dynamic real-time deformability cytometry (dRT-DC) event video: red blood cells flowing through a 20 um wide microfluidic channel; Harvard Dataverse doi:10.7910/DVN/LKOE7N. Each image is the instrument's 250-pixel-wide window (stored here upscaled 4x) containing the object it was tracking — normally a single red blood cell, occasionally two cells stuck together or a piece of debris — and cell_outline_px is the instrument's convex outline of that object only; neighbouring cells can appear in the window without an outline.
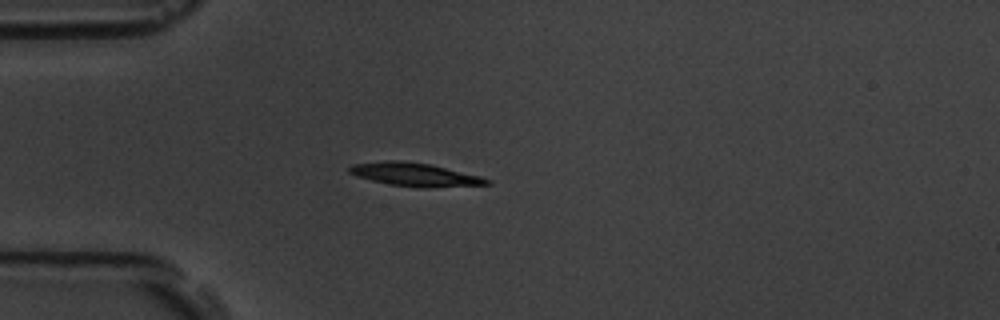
{"species": "common noctule bat (a hibernating species)", "species_latin": "Nyctalus noctula", "temperature_condition": "room temperature", "stored_images_in_passage": 3, "camera_frame_rate_fps": 3000, "um_per_image_px": 0.085, "animal": {"sex": "male", "body_mass_g": 19.5, "forearm_length_mm": 54.6}, "frame": {"image": 1, "passage_image": 2, "time_ms": 1.333, "image_size_px": [1000, 320], "cell_outline_px": [[492, 184], [428, 188], [420, 188], [392, 184], [372, 180], [356, 176], [348, 172], [348, 168], [352, 164], [384, 160], [400, 160], [428, 164], [480, 176], [492, 180]], "centroid_in_image_um": [35.26, 14.84], "position_along_channel_um": 49.7, "area_um2": 18.61}}